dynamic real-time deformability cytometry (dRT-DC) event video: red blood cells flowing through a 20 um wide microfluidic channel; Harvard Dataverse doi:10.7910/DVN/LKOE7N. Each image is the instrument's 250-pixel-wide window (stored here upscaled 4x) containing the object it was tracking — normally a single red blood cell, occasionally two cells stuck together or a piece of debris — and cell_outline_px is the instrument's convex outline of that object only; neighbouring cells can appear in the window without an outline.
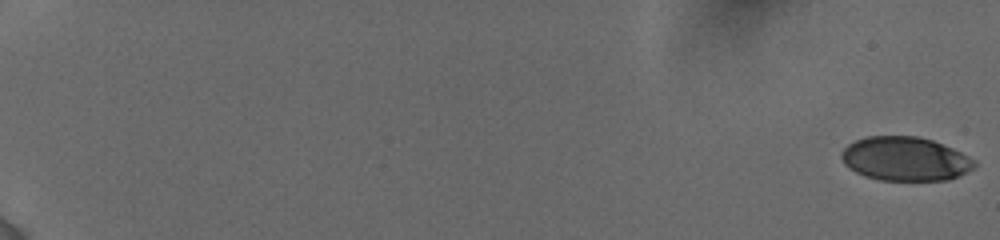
{"species": "human", "species_latin": "Homo sapiens", "temperature_condition": "cold", "stored_images_in_passage": 48, "camera_frame_rate_fps": 3000, "um_per_image_px": 0.085, "donor": {"sex": "female"}, "frame": {"image": 1, "passage_image": 1, "time_ms": 0.0, "image_size_px": [1000, 240], "cell_outline_px": [[976, 168], [960, 176], [948, 180], [880, 180], [864, 176], [848, 168], [844, 164], [840, 156], [840, 152], [848, 144], [856, 140], [868, 136], [920, 136], [932, 140], [952, 148], [976, 160]], "centroid_in_image_um": [76.95, 13.51], "position_along_channel_um": 8.1, "area_um2": 34.33}}
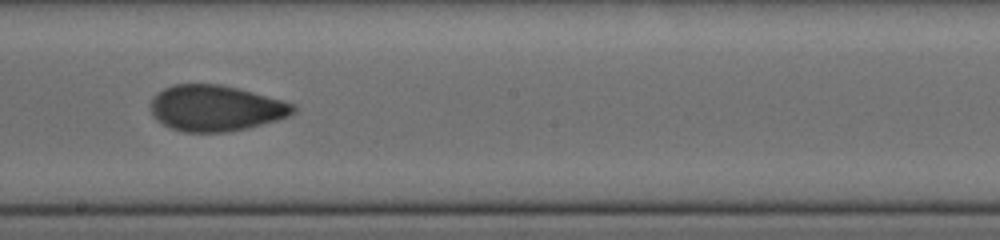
{"frame": {"image": 2, "passage_image": 30, "time_ms": 11.667, "image_size_px": [1000, 240], "cell_outline_px": [[296, 112], [288, 116], [276, 120], [248, 128], [224, 132], [184, 132], [172, 128], [156, 120], [152, 116], [148, 104], [152, 96], [156, 92], [172, 84], [220, 84], [284, 100], [296, 104]], "centroid_in_image_um": [18.29, 9.18], "position_along_channel_um": 229.9, "area_um2": 38.49}}
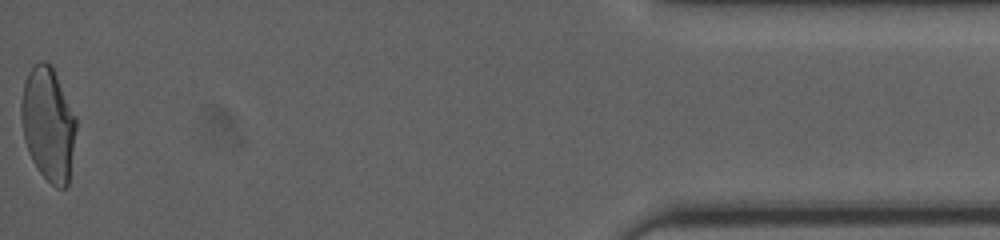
{"frame": {"image": 3, "passage_image": 48, "time_ms": 18.667, "image_size_px": [1000, 240], "cell_outline_px": [[76, 128], [68, 184], [64, 188], [56, 188], [40, 172], [32, 160], [24, 140], [20, 112], [20, 104], [24, 84], [28, 72], [40, 60], [44, 60], [52, 68], [76, 116]], "centroid_in_image_um": [4.08, 10.56], "position_along_channel_um": 431.1, "area_um2": 35.89}, "authors_computed_cell_mechanics": {"area_um2": 36.9342, "velocity_mm_per_s": 3.8832, "shape_relaxation_time_tau1_ms": 5.5019, "shape_relaxation_time_tau2_ms": 1.339, "deformation_change_tau1": 0.1544, "deformation_change_tau2": 0.0641}}